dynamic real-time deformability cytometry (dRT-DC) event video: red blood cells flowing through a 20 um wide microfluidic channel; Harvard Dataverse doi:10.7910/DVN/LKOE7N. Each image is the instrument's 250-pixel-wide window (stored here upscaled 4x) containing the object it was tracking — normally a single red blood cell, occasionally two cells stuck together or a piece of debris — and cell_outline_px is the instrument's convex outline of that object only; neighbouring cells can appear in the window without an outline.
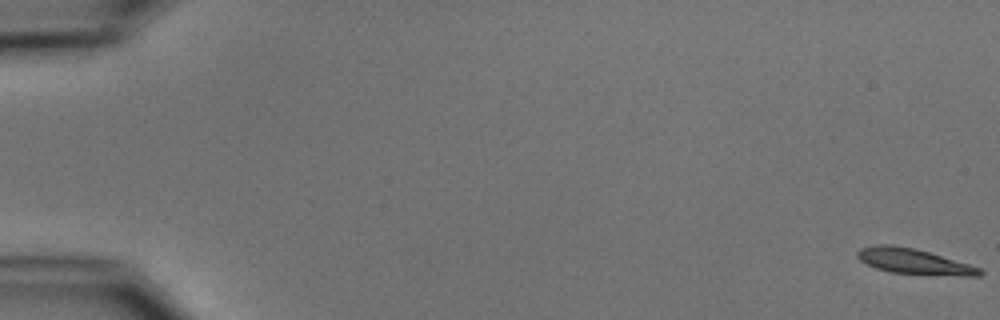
{"species": "common noctule bat (a hibernating species)", "species_latin": "Nyctalus noctula", "temperature_condition": "cold", "stored_images_in_passage": 55, "camera_frame_rate_fps": 3000, "um_per_image_px": 0.085, "animal": {"sex": "male", "body_mass_g": 15.6}, "frame": {"image": 1, "passage_image": 1, "time_ms": 0.0, "image_size_px": [1000, 320], "cell_outline_px": [[984, 272], [980, 276], [964, 276], [892, 272], [876, 268], [860, 260], [856, 256], [856, 252], [860, 248], [876, 244], [892, 244], [916, 248], [968, 264], [980, 268]], "centroid_in_image_um": [77.65, 22.2], "position_along_channel_um": 7.3, "area_um2": 17.98}}
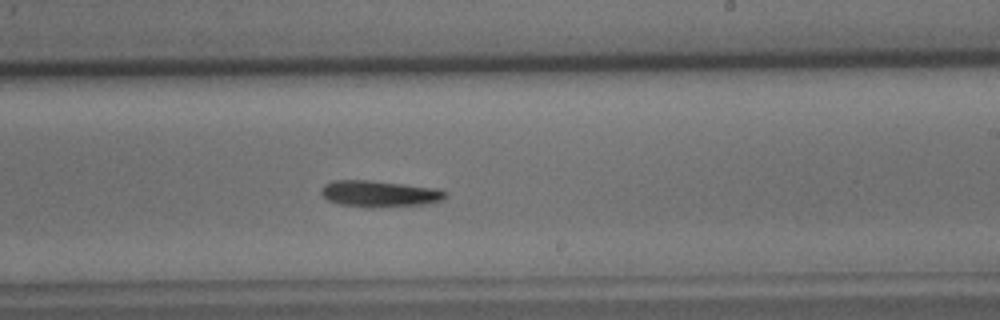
{"frame": {"image": 2, "passage_image": 34, "time_ms": 11.0, "image_size_px": [1000, 320], "cell_outline_px": [[448, 196], [444, 200], [428, 204], [364, 208], [340, 204], [328, 200], [320, 192], [320, 188], [324, 184], [332, 180], [372, 180], [436, 188], [448, 192]], "centroid_in_image_um": [32.27, 16.47], "position_along_channel_um": 256.7, "area_um2": 19.42}}
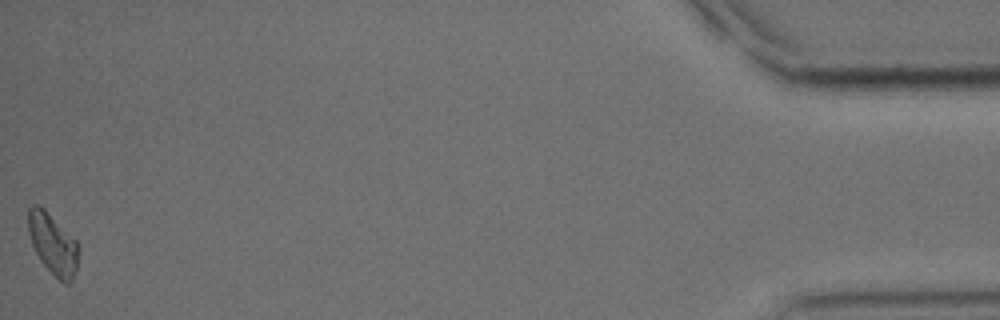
{"frame": {"image": 3, "passage_image": 55, "time_ms": 18.0, "image_size_px": [1000, 320], "cell_outline_px": [[80, 248], [76, 272], [72, 280], [68, 284], [64, 284], [40, 260], [32, 244], [28, 232], [28, 208], [32, 204], [40, 204], [76, 240]], "centroid_in_image_um": [4.51, 20.71], "position_along_channel_um": 430.7, "area_um2": 17.92}, "authors_computed_cell_mechanics": {"area_um2": 18.2648, "velocity_mm_per_s": 3.7359, "shape_relaxation_time_tau1_ms": 3.3269, "shape_relaxation_time_tau2_ms": null, "deformation_change_tau1": 0.1399, "deformation_change_tau2": null}}